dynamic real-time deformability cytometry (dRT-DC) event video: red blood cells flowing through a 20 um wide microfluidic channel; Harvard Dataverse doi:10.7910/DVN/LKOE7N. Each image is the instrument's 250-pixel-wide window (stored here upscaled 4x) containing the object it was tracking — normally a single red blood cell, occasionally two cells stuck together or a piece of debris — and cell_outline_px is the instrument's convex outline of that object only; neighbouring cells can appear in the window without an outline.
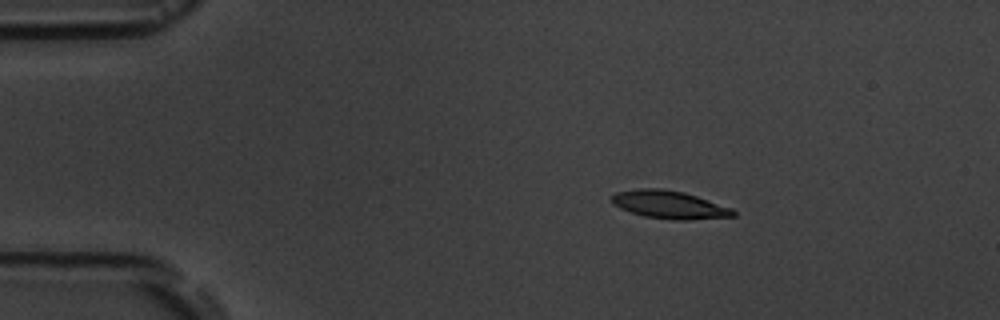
{"species": "common noctule bat (a hibernating species)", "species_latin": "Nyctalus noctula", "temperature_condition": "room temperature", "stored_images_in_passage": 4, "camera_frame_rate_fps": 3000, "um_per_image_px": 0.085, "animal": {"sex": "male", "body_mass_g": 19.5, "forearm_length_mm": 54.6}, "frame": {"image": 1, "passage_image": 2, "time_ms": 1.333, "image_size_px": [1000, 320], "cell_outline_px": [[736, 216], [688, 220], [672, 220], [644, 216], [620, 208], [612, 204], [612, 196], [616, 192], [640, 188], [660, 188], [684, 192], [732, 208], [736, 212]], "centroid_in_image_um": [56.9, 17.4], "position_along_channel_um": 28.1, "area_um2": 19.71}}
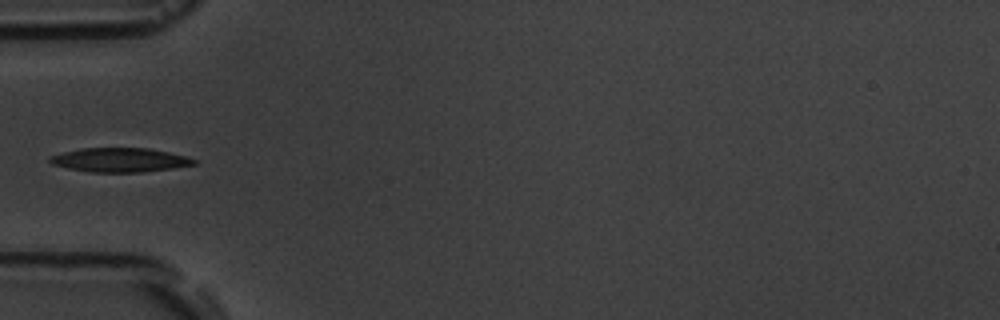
{"frame": {"image": 2, "passage_image": 4, "time_ms": 4.333, "image_size_px": [1000, 320], "cell_outline_px": [[196, 164], [172, 168], [144, 172], [92, 172], [68, 168], [52, 164], [48, 160], [48, 156], [80, 148], [148, 148], [168, 152], [184, 156], [196, 160]], "centroid_in_image_um": [10.15, 13.59], "position_along_channel_um": 74.9, "area_um2": 20.11}}